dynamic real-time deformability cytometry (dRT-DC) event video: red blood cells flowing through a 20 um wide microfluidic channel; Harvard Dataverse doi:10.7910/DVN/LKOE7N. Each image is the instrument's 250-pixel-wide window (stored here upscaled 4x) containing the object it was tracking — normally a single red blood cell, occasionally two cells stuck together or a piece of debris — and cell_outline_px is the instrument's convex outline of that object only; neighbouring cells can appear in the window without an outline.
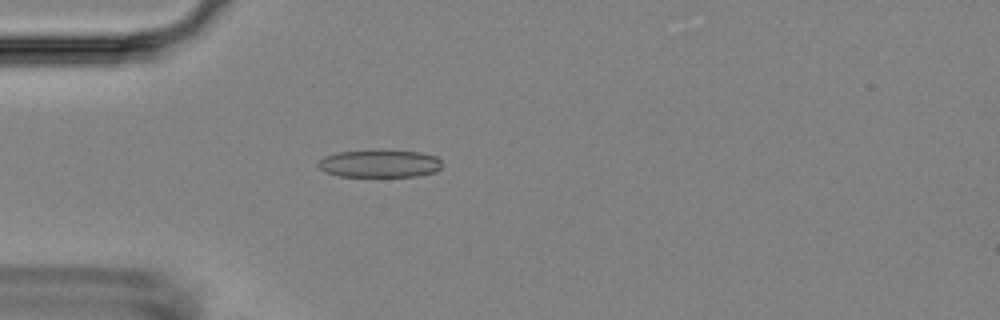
{"species": "Egyptian fruit bat (a non-hibernating species)", "species_latin": "Rousettus aegyptiacus", "temperature_condition": "room temperature", "stored_images_in_passage": 41, "camera_frame_rate_fps": 3000, "um_per_image_px": 0.085, "animal": {"sex": "female"}, "frame": {"image": 1, "passage_image": 8, "time_ms": 2.333, "image_size_px": [1000, 320], "cell_outline_px": [[444, 164], [436, 172], [416, 176], [340, 176], [324, 172], [316, 164], [324, 156], [336, 152], [376, 148], [380, 148], [420, 152], [436, 156]], "centroid_in_image_um": [32.27, 13.86], "position_along_channel_um": 52.7, "area_um2": 20.69}}
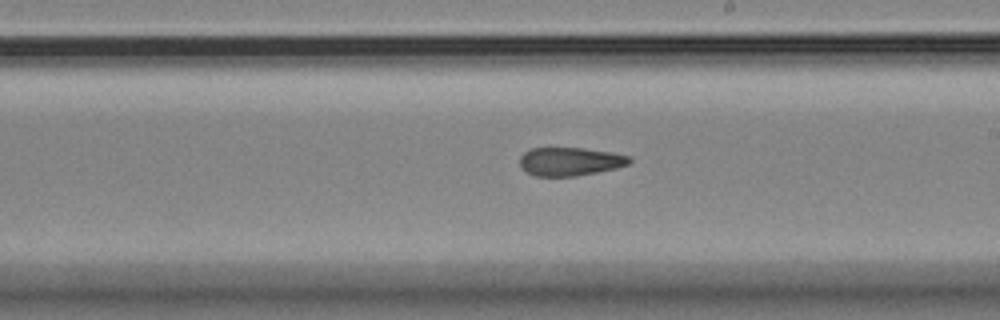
{"frame": {"image": 2, "passage_image": 24, "time_ms": 7.667, "image_size_px": [1000, 320], "cell_outline_px": [[632, 160], [628, 164], [616, 168], [576, 176], [536, 176], [520, 168], [520, 156], [524, 152], [532, 148], [584, 148], [612, 152], [632, 156]], "centroid_in_image_um": [48.46, 13.72], "position_along_channel_um": 240.5, "area_um2": 18.21}}
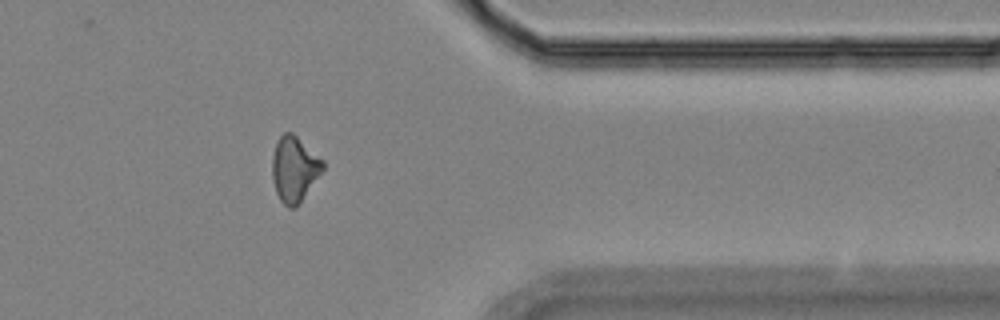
{"frame": {"image": 3, "passage_image": 37, "time_ms": 12.0, "image_size_px": [1000, 320], "cell_outline_px": [[324, 168], [300, 204], [296, 208], [288, 208], [280, 200], [276, 192], [272, 180], [272, 156], [276, 140], [284, 132], [292, 132], [324, 160]], "centroid_in_image_um": [25.01, 14.37], "position_along_channel_um": 386.4, "area_um2": 19.54}, "authors_computed_cell_mechanics": {"area_um2": 19.2474, "velocity_mm_per_s": 3.6687, "shape_relaxation_time_tau1_ms": null, "shape_relaxation_time_tau2_ms": 2.422, "deformation_change_tau1": null, "deformation_change_tau2": 0.1046}}